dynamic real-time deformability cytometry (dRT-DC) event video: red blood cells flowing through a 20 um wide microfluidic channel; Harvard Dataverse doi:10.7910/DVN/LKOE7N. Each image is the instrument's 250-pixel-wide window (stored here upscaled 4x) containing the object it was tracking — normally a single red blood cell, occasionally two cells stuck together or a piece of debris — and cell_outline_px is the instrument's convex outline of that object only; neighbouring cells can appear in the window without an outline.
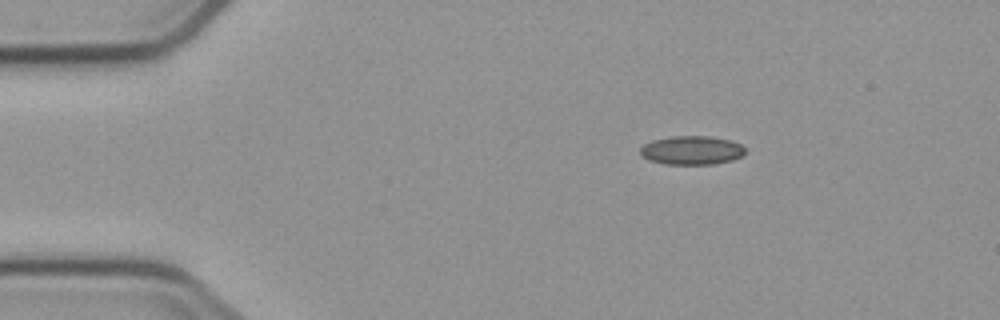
{"species": "common noctule bat (a hibernating species)", "species_latin": "Nyctalus noctula", "temperature_condition": "cold", "stored_images_in_passage": 5, "camera_frame_rate_fps": 3000, "um_per_image_px": 0.085, "animal": {"sex": "male", "body_mass_g": 23.1, "forearm_length_mm": 52.7}, "frame": {"image": 1, "passage_image": 5, "time_ms": 5.333, "image_size_px": [1000, 320], "cell_outline_px": [[744, 152], [740, 156], [732, 160], [712, 164], [664, 164], [648, 160], [640, 156], [640, 148], [644, 144], [652, 140], [672, 136], [708, 136], [732, 140], [740, 144], [744, 148]], "centroid_in_image_um": [58.75, 12.77], "position_along_channel_um": 26.3, "area_um2": 17.63}}